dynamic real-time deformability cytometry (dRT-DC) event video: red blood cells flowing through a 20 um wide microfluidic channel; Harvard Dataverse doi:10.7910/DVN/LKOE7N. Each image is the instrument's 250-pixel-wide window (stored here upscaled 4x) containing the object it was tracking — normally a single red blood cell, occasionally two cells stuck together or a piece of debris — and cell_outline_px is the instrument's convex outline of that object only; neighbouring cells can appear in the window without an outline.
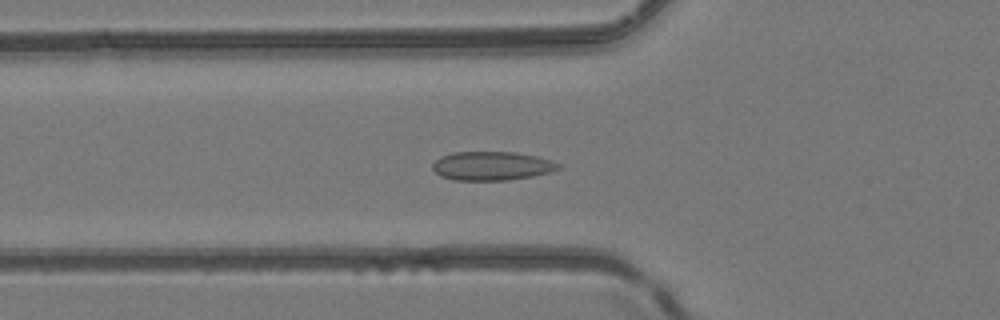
{"species": "common noctule bat (a hibernating species)", "species_latin": "Nyctalus noctula", "temperature_condition": "room temperature", "stored_images_in_passage": 44, "camera_frame_rate_fps": 3000, "um_per_image_px": 0.085, "animal": {"sex": "female", "body_mass_g": 24.6, "forearm_length_mm": 56.2}, "frame": {"image": 1, "passage_image": 12, "time_ms": 3.667, "image_size_px": [1000, 320], "cell_outline_px": [[560, 168], [552, 172], [532, 176], [508, 180], [456, 180], [440, 176], [432, 168], [432, 164], [440, 156], [452, 152], [516, 152], [536, 156], [552, 160], [560, 164]], "centroid_in_image_um": [41.81, 14.1], "position_along_channel_um": 84.0, "area_um2": 21.21}}
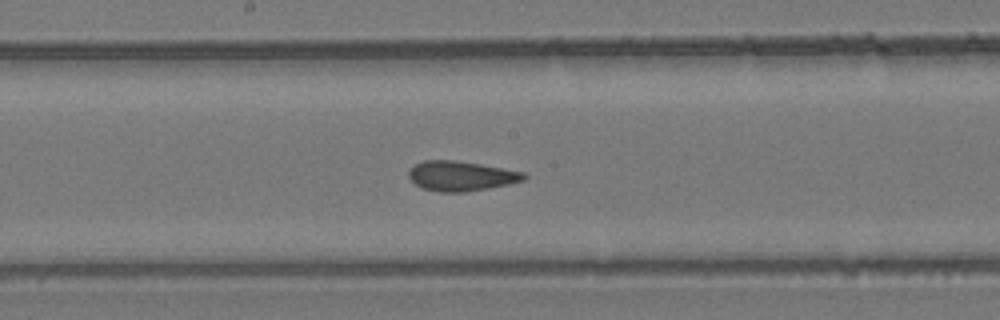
{"frame": {"image": 2, "passage_image": 21, "time_ms": 6.667, "image_size_px": [1000, 320], "cell_outline_px": [[528, 176], [524, 180], [508, 184], [488, 188], [464, 192], [440, 192], [424, 188], [416, 184], [408, 176], [408, 172], [416, 164], [424, 160], [452, 160], [480, 164], [524, 172]], "centroid_in_image_um": [39.2, 14.96], "position_along_channel_um": 209.0, "area_um2": 19.77}}
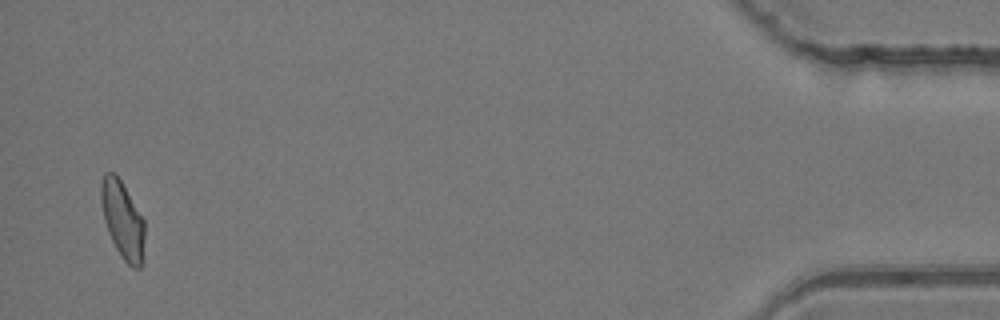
{"frame": {"image": 3, "passage_image": 43, "time_ms": 14.0, "image_size_px": [1000, 320], "cell_outline_px": [[144, 260], [140, 268], [132, 268], [124, 260], [116, 248], [108, 232], [104, 220], [100, 200], [100, 184], [104, 172], [116, 172], [144, 220]], "centroid_in_image_um": [10.42, 18.68], "position_along_channel_um": 424.8, "area_um2": 19.83}, "authors_computed_cell_mechanics": {"area_um2": 19.8832, "velocity_mm_per_s": 4.1494, "shape_relaxation_time_tau1_ms": null, "shape_relaxation_time_tau2_ms": 1.1635, "deformation_change_tau1": null, "deformation_change_tau2": 0.0562}}